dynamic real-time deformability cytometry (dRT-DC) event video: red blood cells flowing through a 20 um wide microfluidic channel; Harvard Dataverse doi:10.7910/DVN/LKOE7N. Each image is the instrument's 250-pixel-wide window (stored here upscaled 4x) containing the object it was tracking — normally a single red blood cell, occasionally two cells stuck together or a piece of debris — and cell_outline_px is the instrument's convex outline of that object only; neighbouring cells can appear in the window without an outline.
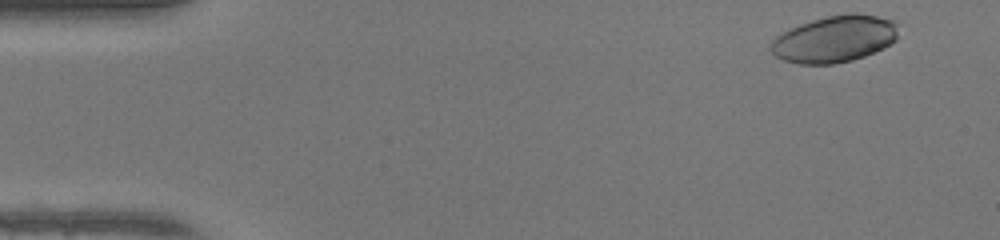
{"species": "human", "species_latin": "Homo sapiens", "temperature_condition": "warm", "stored_images_in_passage": 48, "camera_frame_rate_fps": 3000, "um_per_image_px": 0.085, "donor": {"sex": "female"}, "frame": {"image": 1, "passage_image": 2, "time_ms": 0.333, "image_size_px": [1000, 240], "cell_outline_px": [[896, 40], [864, 56], [852, 60], [832, 64], [800, 64], [784, 60], [776, 56], [768, 48], [772, 40], [776, 36], [800, 24], [812, 20], [828, 16], [848, 12], [856, 12], [876, 16], [892, 20], [896, 24]], "centroid_in_image_um": [70.9, 3.31], "position_along_channel_um": 14.1, "area_um2": 34.39}}
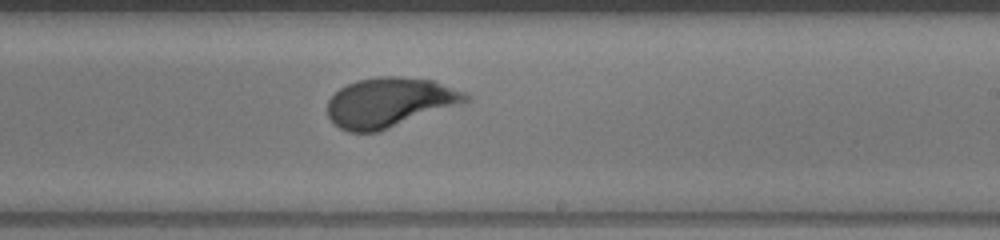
{"frame": {"image": 2, "passage_image": 28, "time_ms": 9.0, "image_size_px": [1000, 240], "cell_outline_px": [[472, 100], [380, 132], [348, 132], [332, 124], [328, 116], [328, 100], [340, 88], [356, 80], [380, 76], [400, 76], [432, 80], [464, 92], [472, 96]], "centroid_in_image_um": [33.11, 8.71], "position_along_channel_um": 255.9, "area_um2": 40.17}}
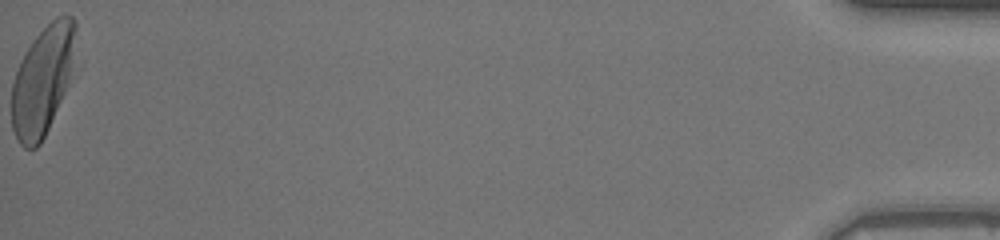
{"frame": {"image": 3, "passage_image": 48, "time_ms": 15.667, "image_size_px": [1000, 240], "cell_outline_px": [[76, 28], [68, 80], [64, 92], [48, 128], [40, 144], [36, 148], [24, 148], [20, 144], [12, 128], [12, 84], [20, 60], [24, 52], [32, 40], [56, 16], [72, 16], [76, 24]], "centroid_in_image_um": [3.57, 6.85], "position_along_channel_um": 431.6, "area_um2": 39.59}, "authors_computed_cell_mechanics": {"area_um2": 37.6567, "velocity_mm_per_s": 4.2166, "shape_relaxation_time_tau1_ms": 2.0564, "shape_relaxation_time_tau2_ms": 1.3497, "deformation_change_tau1": 0.1538, "deformation_change_tau2": 0.0603}}